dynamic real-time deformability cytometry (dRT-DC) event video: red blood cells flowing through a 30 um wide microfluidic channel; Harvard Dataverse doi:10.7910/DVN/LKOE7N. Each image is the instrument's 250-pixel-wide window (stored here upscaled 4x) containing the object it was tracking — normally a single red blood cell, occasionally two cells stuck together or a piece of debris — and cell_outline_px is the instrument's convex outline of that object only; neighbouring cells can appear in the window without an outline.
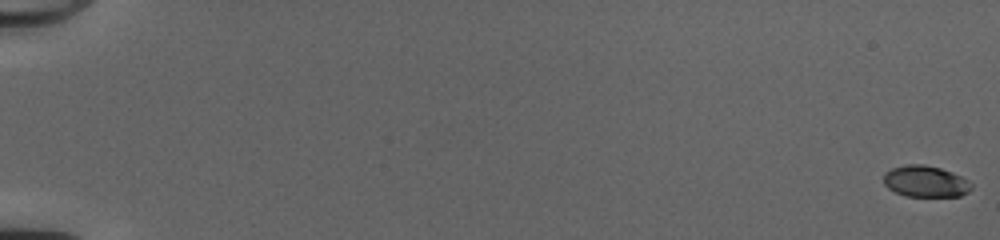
{"species": "common noctule bat (a hibernating species)", "species_latin": "Nyctalus noctula", "temperature_condition": "cold", "stored_images_in_passage": 54, "camera_frame_rate_fps": 3000, "um_per_image_px": 0.085, "animal": {"sex": "female", "body_mass_g": 20.0, "forearm_length_mm": 54.0}, "frame": {"image": 1, "passage_image": 1, "time_ms": 0.0, "image_size_px": [1000, 240], "cell_outline_px": [[972, 188], [968, 192], [960, 196], [904, 196], [888, 188], [884, 184], [884, 172], [892, 168], [908, 164], [924, 164], [940, 168], [952, 172], [968, 180], [972, 184]], "centroid_in_image_um": [78.66, 15.42], "position_along_channel_um": 6.3, "area_um2": 16.07}}
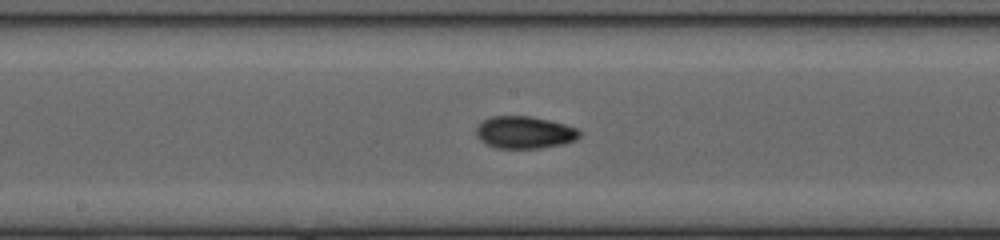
{"frame": {"image": 2, "passage_image": 31, "time_ms": 10.0, "image_size_px": [1000, 240], "cell_outline_px": [[580, 136], [576, 140], [564, 144], [540, 148], [496, 148], [480, 140], [476, 136], [476, 128], [484, 120], [492, 116], [532, 116], [564, 124], [576, 128], [580, 132]], "centroid_in_image_um": [44.59, 11.26], "position_along_channel_um": 203.6, "area_um2": 19.36}}
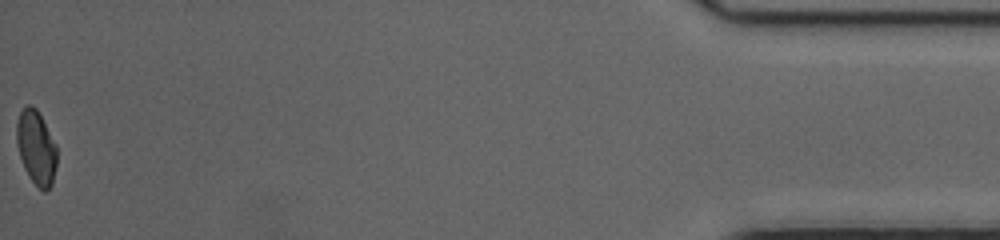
{"frame": {"image": 3, "passage_image": 54, "time_ms": 17.667, "image_size_px": [1000, 240], "cell_outline_px": [[56, 164], [52, 184], [44, 192], [28, 176], [24, 168], [20, 156], [16, 140], [16, 124], [20, 112], [28, 104], [32, 104], [36, 108], [56, 144]], "centroid_in_image_um": [3.07, 12.52], "position_along_channel_um": 432.1, "area_um2": 17.17}, "authors_computed_cell_mechanics": {"area_um2": 17.8891, "velocity_mm_per_s": 4.0875, "shape_relaxation_time_tau1_ms": 6.0814, "shape_relaxation_time_tau2_ms": 2.2769, "deformation_change_tau1": 0.1636, "deformation_change_tau2": 0.0576}}